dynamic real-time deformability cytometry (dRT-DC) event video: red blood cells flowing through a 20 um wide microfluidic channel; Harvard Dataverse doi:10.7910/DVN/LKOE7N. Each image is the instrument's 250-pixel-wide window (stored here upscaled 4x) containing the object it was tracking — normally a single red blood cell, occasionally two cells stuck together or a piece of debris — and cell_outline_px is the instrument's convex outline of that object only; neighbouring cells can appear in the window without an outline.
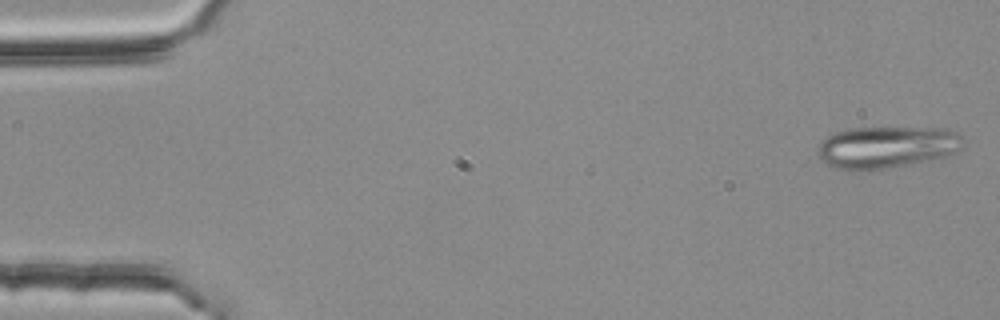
{"species": "common noctule bat (a hibernating species)", "species_latin": "Nyctalus noctula", "temperature_condition": "room temperature", "stored_images_in_passage": 5, "segment_of_instrument_passage": [1, 2], "camera_frame_rate_fps": 3000, "um_per_image_px": 0.085, "animal": {"sex": "female", "body_mass_g": 25.1}, "frame": {"image": 1, "passage_image": 1, "time_ms": 0.0, "image_size_px": [1000, 320], "cell_outline_px": [[960, 148], [944, 156], [884, 168], [860, 172], [840, 168], [828, 164], [816, 152], [820, 140], [836, 132], [852, 128], [944, 128], [956, 132], [960, 136]], "centroid_in_image_um": [75.28, 12.49], "position_along_channel_um": 9.7, "area_um2": 34.74}}